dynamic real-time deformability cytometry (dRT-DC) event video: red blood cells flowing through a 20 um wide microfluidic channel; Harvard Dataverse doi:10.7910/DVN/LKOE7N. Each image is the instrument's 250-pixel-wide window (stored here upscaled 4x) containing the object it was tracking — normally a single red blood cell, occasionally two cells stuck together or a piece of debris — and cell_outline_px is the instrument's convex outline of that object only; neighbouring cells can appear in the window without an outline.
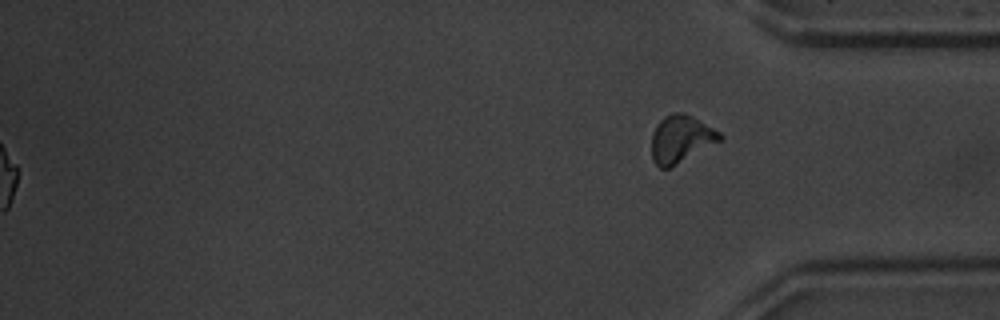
{"species": "common noctule bat (a hibernating species)", "species_latin": "Nyctalus noctula", "temperature_condition": "warm", "stored_images_in_passage": 53, "segment_of_instrument_passage": [2, 2], "camera_frame_rate_fps": 3000, "um_per_image_px": 0.085, "animal": {"sex": "male", "body_mass_g": 20.1, "forearm_length_mm": 53.5}, "frame": {"image": 1, "passage_image": 53, "time_ms": 17.333, "image_size_px": [1000, 320], "cell_outline_px": [[724, 136], [720, 140], [672, 168], [660, 168], [652, 160], [652, 132], [660, 120], [664, 116], [672, 112], [684, 112], [692, 116], [720, 132]], "centroid_in_image_um": [57.85, 11.82], "position_along_channel_um": 377.3, "area_um2": 18.9}}